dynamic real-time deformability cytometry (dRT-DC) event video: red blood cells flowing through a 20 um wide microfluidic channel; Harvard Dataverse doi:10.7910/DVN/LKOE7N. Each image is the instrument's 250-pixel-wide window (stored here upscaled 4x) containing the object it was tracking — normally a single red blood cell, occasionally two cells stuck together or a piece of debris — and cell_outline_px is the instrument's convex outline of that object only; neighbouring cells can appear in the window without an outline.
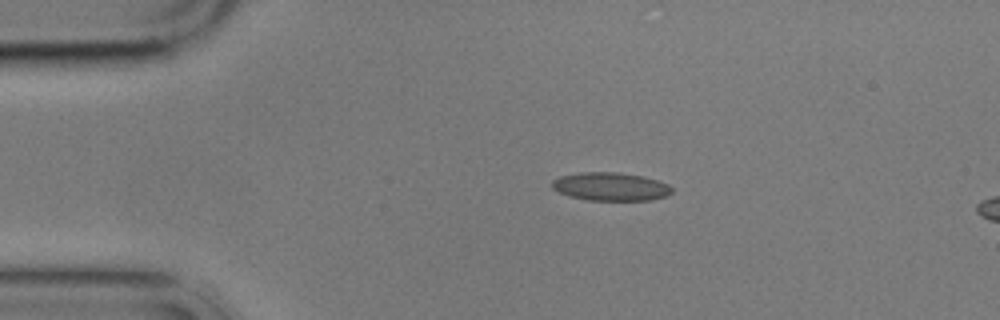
{"species": "common noctule bat (a hibernating species)", "species_latin": "Nyctalus noctula", "temperature_condition": "cold", "stored_images_in_passage": 5, "camera_frame_rate_fps": 3000, "um_per_image_px": 0.085, "animal": {"sex": "male", "body_mass_g": 17.9}, "frame": {"image": 1, "passage_image": 3, "time_ms": 2.333, "image_size_px": [1000, 320], "cell_outline_px": [[672, 192], [668, 196], [652, 200], [588, 200], [568, 196], [552, 188], [552, 180], [560, 176], [580, 172], [620, 172], [644, 176], [668, 184], [672, 188]], "centroid_in_image_um": [51.91, 15.86], "position_along_channel_um": 33.1, "area_um2": 19.88}}